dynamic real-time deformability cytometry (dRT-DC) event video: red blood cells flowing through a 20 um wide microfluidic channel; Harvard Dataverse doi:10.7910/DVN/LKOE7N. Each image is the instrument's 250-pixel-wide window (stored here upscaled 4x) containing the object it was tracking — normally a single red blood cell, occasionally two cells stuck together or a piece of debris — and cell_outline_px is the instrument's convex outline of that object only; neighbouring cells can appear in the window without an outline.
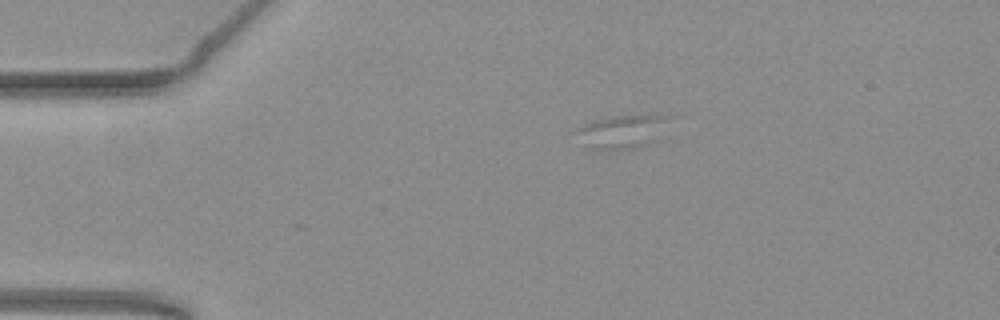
{"species": "common noctule bat (a hibernating species)", "species_latin": "Nyctalus noctula", "temperature_condition": "warm", "stored_images_in_passage": 31, "camera_frame_rate_fps": 3000, "um_per_image_px": 0.085, "animal": {"sex": "female", "body_mass_g": 19.3, "forearm_length_mm": 54.1}, "frame": {"image": 1, "passage_image": 5, "time_ms": 1.333, "image_size_px": [1000, 320], "cell_outline_px": [[668, 116], [656, 140], [648, 144], [636, 148], [592, 148], [572, 132], [584, 124], [596, 120], [612, 116]], "centroid_in_image_um": [52.81, 11.18], "position_along_channel_um": 32.2, "area_um2": 16.99}}
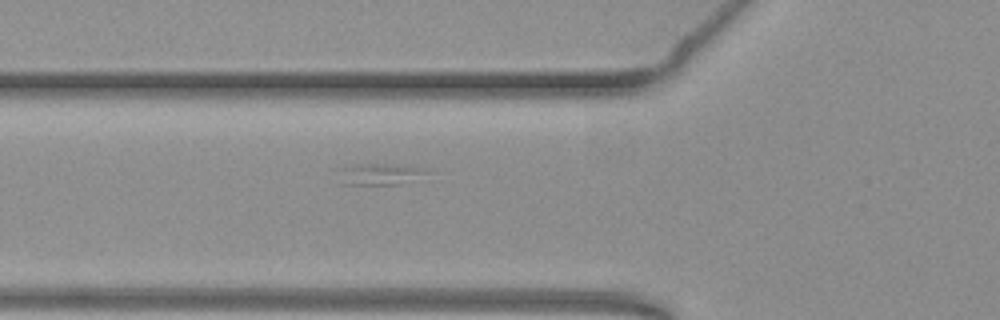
{"frame": {"image": 2, "passage_image": 14, "time_ms": 4.333, "image_size_px": [1000, 320], "cell_outline_px": [[428, 172], [396, 184], [340, 184], [336, 168], [352, 164], [408, 164], [428, 168]], "centroid_in_image_um": [32.16, 14.75], "position_along_channel_um": 93.6, "area_um2": 11.16}}